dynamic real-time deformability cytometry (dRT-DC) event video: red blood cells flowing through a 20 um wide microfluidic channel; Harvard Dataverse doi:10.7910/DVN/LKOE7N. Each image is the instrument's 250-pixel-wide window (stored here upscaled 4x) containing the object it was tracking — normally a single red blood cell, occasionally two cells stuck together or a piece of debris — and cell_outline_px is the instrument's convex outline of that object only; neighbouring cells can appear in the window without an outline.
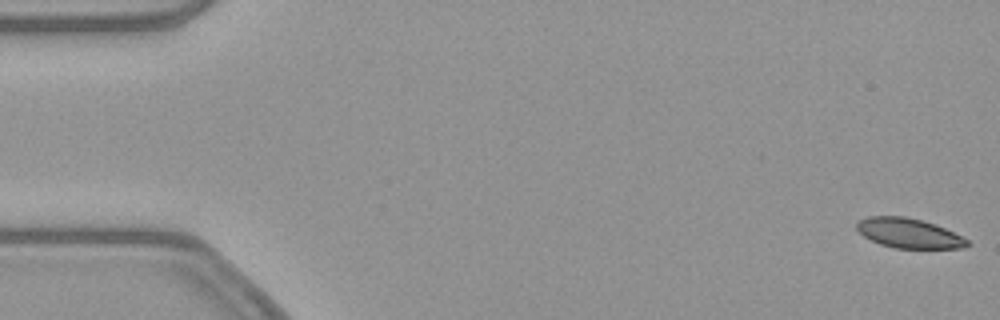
{"species": "common noctule bat (a hibernating species)", "species_latin": "Nyctalus noctula", "temperature_condition": "warm", "stored_images_in_passage": 54, "camera_frame_rate_fps": 3000, "um_per_image_px": 0.085, "animal": {"sex": "female", "body_mass_g": 21.9}, "frame": {"image": 1, "passage_image": 1, "time_ms": 0.0, "image_size_px": [1000, 320], "cell_outline_px": [[972, 244], [964, 248], [896, 248], [880, 244], [864, 236], [856, 228], [856, 224], [860, 220], [868, 216], [904, 216], [936, 224], [968, 240]], "centroid_in_image_um": [77.26, 19.82], "position_along_channel_um": 7.7, "area_um2": 18.96}}
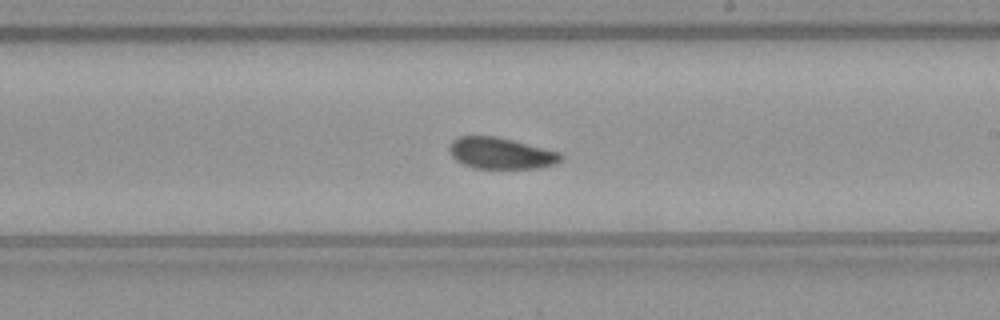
{"frame": {"image": 2, "passage_image": 31, "time_ms": 10.0, "image_size_px": [1000, 320], "cell_outline_px": [[564, 156], [556, 164], [540, 168], [476, 168], [464, 164], [456, 160], [452, 156], [448, 148], [448, 144], [452, 140], [460, 136], [496, 136], [560, 152]], "centroid_in_image_um": [42.57, 13.02], "position_along_channel_um": 246.4, "area_um2": 20.35}}
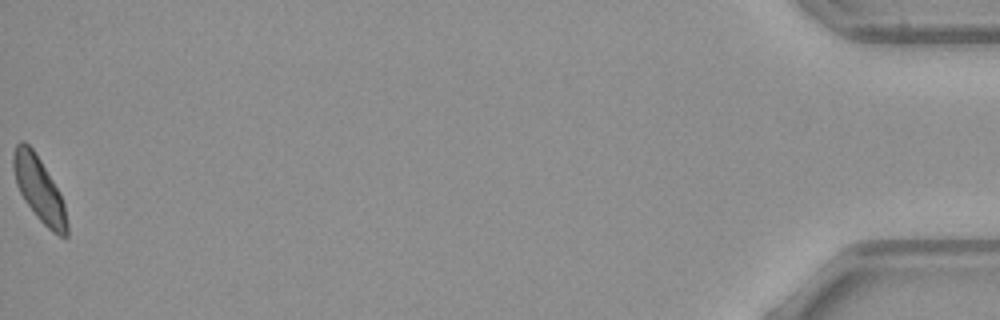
{"frame": {"image": 3, "passage_image": 54, "time_ms": 17.667, "image_size_px": [1000, 320], "cell_outline_px": [[68, 236], [60, 236], [52, 232], [36, 216], [24, 200], [16, 184], [12, 168], [12, 152], [16, 144], [20, 140], [24, 140], [36, 152], [60, 192], [64, 204], [68, 224]], "centroid_in_image_um": [3.31, 16.05], "position_along_channel_um": 431.9, "area_um2": 20.46}, "authors_computed_cell_mechanics": {"area_um2": 20.5479, "velocity_mm_per_s": 3.8379, "shape_relaxation_time_tau1_ms": 5.3786, "shape_relaxation_time_tau2_ms": null, "deformation_change_tau1": 0.1126, "deformation_change_tau2": null}}